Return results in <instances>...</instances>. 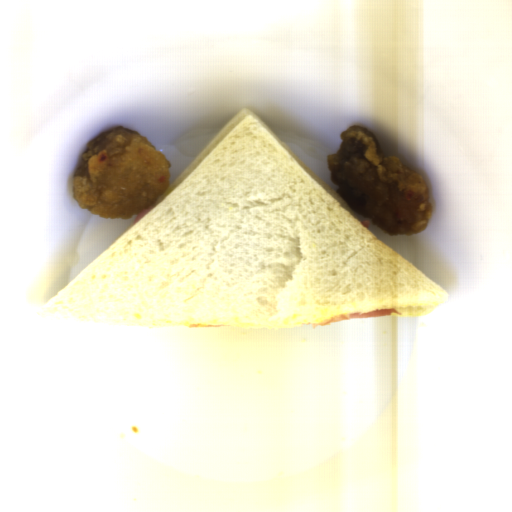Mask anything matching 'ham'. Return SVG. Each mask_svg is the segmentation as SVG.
I'll return each mask as SVG.
<instances>
[{
  "instance_id": "2",
  "label": "ham",
  "mask_w": 512,
  "mask_h": 512,
  "mask_svg": "<svg viewBox=\"0 0 512 512\" xmlns=\"http://www.w3.org/2000/svg\"><path fill=\"white\" fill-rule=\"evenodd\" d=\"M152 210H153V209H149V208H147V209H142L141 211H139V212H138V214H137V217H136V219H135V221H134V223H133V225H135V224L139 223V222H140V221H141L145 216H147V215H148ZM133 225H132V226H133Z\"/></svg>"
},
{
  "instance_id": "1",
  "label": "ham",
  "mask_w": 512,
  "mask_h": 512,
  "mask_svg": "<svg viewBox=\"0 0 512 512\" xmlns=\"http://www.w3.org/2000/svg\"><path fill=\"white\" fill-rule=\"evenodd\" d=\"M400 314L401 313L397 309L392 308H381L364 312L344 313L341 315L330 317L322 322L313 323L310 327L314 329L317 327H327L344 320L390 317L391 315L400 316Z\"/></svg>"
}]
</instances>
